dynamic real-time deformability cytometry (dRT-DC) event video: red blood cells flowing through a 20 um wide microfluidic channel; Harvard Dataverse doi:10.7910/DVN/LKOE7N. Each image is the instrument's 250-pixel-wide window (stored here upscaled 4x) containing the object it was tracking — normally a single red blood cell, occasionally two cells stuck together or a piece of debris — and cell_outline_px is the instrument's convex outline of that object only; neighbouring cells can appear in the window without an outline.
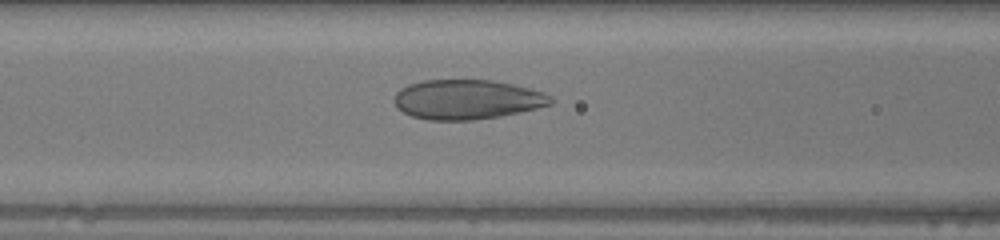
{"species": "human", "species_latin": "Homo sapiens", "temperature_condition": "warm", "stored_images_in_passage": 51, "camera_frame_rate_fps": 3000, "um_per_image_px": 0.085, "donor": {"sex": "female"}, "frame": {"image": 1, "passage_image": 21, "time_ms": 6.667, "image_size_px": [1000, 240], "cell_outline_px": [[552, 104], [520, 112], [500, 116], [472, 120], [428, 120], [412, 116], [396, 108], [396, 92], [400, 88], [408, 84], [424, 80], [492, 80], [512, 84], [544, 92], [552, 96]], "centroid_in_image_um": [39.7, 8.45], "position_along_channel_um": 126.9, "area_um2": 36.07}}
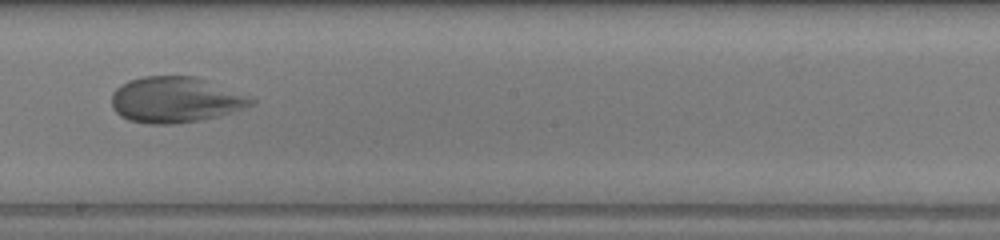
{"frame": {"image": 2, "passage_image": 29, "time_ms": 9.333, "image_size_px": [1000, 240], "cell_outline_px": [[256, 100], [252, 104], [244, 108], [220, 116], [176, 124], [148, 124], [128, 120], [120, 116], [112, 108], [112, 92], [120, 84], [128, 80], [140, 76], [196, 76]], "centroid_in_image_um": [14.84, 8.48], "position_along_channel_um": 233.4, "area_um2": 37.17}}
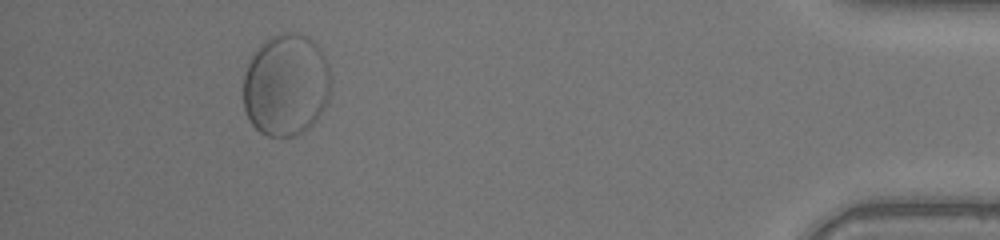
{"frame": {"image": 3, "passage_image": 47, "time_ms": 15.333, "image_size_px": [1000, 240], "cell_outline_px": [[332, 80], [328, 100], [324, 108], [316, 120], [308, 128], [292, 136], [268, 136], [260, 132], [252, 124], [244, 108], [244, 76], [248, 64], [252, 56], [260, 44], [272, 36], [280, 32], [296, 32], [308, 36], [320, 48], [328, 64], [332, 76]], "centroid_in_image_um": [24.34, 7.2], "position_along_channel_um": 410.9, "area_um2": 52.42}}